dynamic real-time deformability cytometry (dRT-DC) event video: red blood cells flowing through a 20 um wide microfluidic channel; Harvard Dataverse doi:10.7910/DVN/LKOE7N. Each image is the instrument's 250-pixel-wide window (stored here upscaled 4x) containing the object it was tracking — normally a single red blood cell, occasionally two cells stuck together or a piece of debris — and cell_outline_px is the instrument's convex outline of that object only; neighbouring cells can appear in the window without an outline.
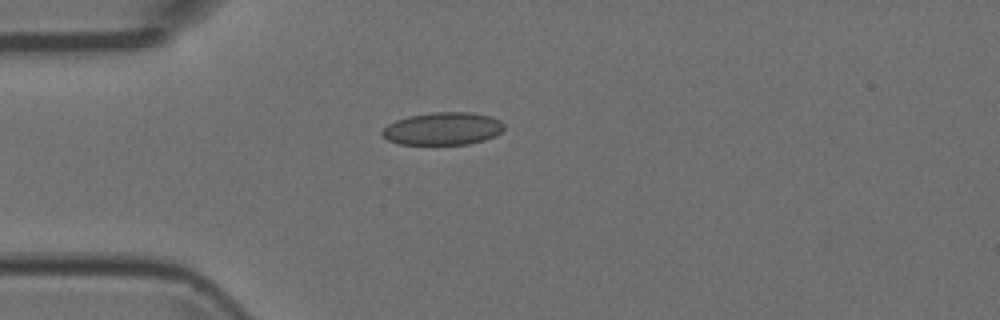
{"species": "Egyptian fruit bat (a non-hibernating species)", "species_latin": "Rousettus aegyptiacus", "temperature_condition": "room temperature", "stored_images_in_passage": 5, "camera_frame_rate_fps": 3000, "um_per_image_px": 0.085, "animal": {"sex": "female"}, "frame": {"image": 1, "passage_image": 4, "time_ms": 1.0, "image_size_px": [1000, 320], "cell_outline_px": [[504, 128], [496, 136], [484, 140], [468, 144], [400, 144], [388, 140], [380, 132], [388, 124], [396, 120], [408, 116], [436, 112], [472, 112], [492, 116], [500, 120], [504, 124]], "centroid_in_image_um": [37.67, 10.93], "position_along_channel_um": 47.3, "area_um2": 23.24}}